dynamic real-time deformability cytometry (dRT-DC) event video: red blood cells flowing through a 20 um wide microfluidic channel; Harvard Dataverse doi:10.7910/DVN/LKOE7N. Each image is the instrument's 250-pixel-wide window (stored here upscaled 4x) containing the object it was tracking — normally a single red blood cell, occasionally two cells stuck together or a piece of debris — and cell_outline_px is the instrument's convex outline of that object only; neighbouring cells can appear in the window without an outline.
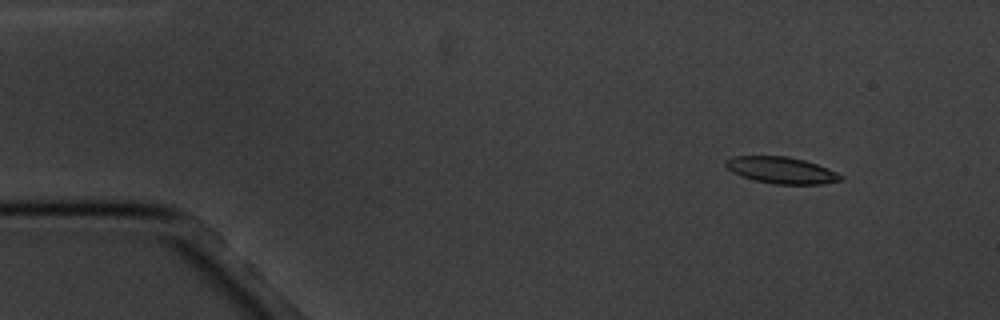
{"species": "common noctule bat (a hibernating species)", "species_latin": "Nyctalus noctula", "temperature_condition": "cold", "stored_images_in_passage": 6, "camera_frame_rate_fps": 3000, "um_per_image_px": 0.085, "animal": {"sex": "male", "body_mass_g": 20.1, "forearm_length_mm": 53.5}, "frame": {"image": 1, "passage_image": 2, "time_ms": 1.0, "image_size_px": [1000, 320], "cell_outline_px": [[844, 180], [820, 184], [776, 184], [756, 180], [740, 176], [732, 172], [724, 164], [724, 160], [732, 156], [788, 156], [804, 160], [816, 164], [836, 172], [844, 176]], "centroid_in_image_um": [66.4, 14.46], "position_along_channel_um": 18.6, "area_um2": 17.8}}
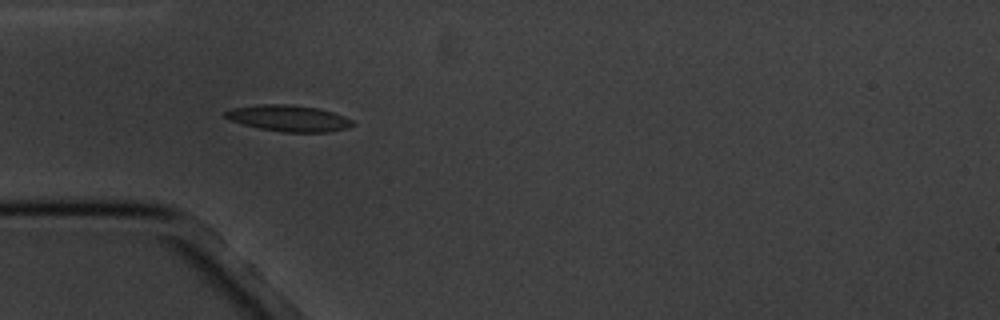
{"frame": {"image": 2, "passage_image": 5, "time_ms": 4.667, "image_size_px": [1000, 320], "cell_outline_px": [[356, 124], [348, 128], [328, 132], [284, 132], [260, 128], [244, 124], [232, 120], [224, 116], [224, 112], [232, 108], [260, 104], [288, 104], [316, 108], [332, 112], [344, 116], [352, 120]], "centroid_in_image_um": [24.57, 10.05], "position_along_channel_um": 60.4, "area_um2": 19.31}}
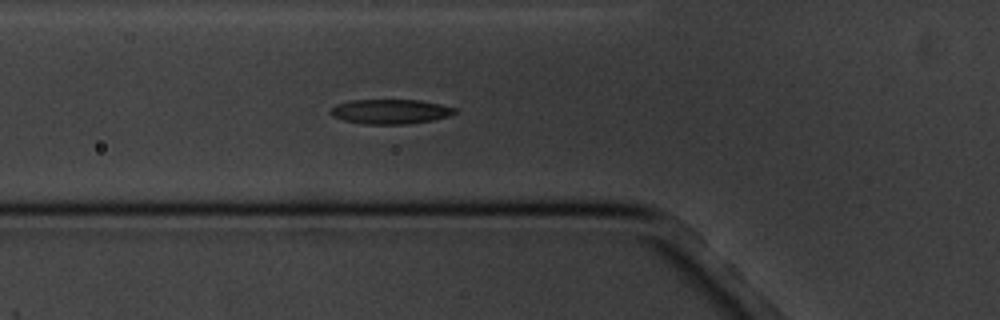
{"frame": {"image": 3, "passage_image": 6, "time_ms": 5.667, "image_size_px": [1000, 320], "cell_outline_px": [[456, 112], [452, 116], [432, 120], [408, 124], [364, 124], [344, 120], [332, 116], [328, 112], [336, 104], [352, 100], [420, 100], [440, 104], [456, 108]], "centroid_in_image_um": [33.19, 9.48], "position_along_channel_um": 92.6, "area_um2": 17.92}}